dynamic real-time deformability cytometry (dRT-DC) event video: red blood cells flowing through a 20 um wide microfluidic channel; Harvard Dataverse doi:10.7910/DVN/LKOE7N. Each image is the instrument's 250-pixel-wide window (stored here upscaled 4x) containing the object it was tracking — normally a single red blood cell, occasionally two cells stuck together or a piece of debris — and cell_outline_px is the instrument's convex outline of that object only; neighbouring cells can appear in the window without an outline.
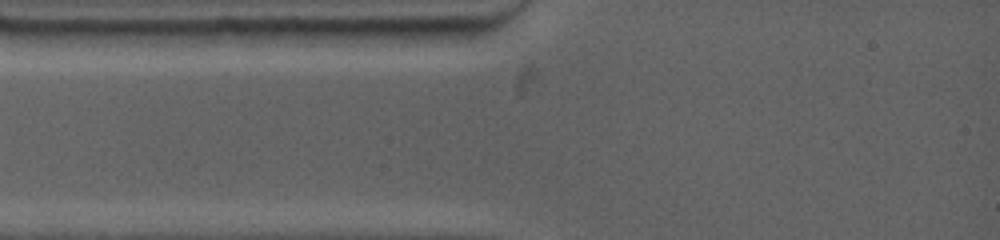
{"species": "common noctule bat (a hibernating species)", "species_latin": "Nyctalus noctula", "temperature_condition": "warm", "stored_images_in_passage": 1, "camera_frame_rate_fps": 4500, "um_per_image_px": 0.085, "animal": {"sex": "female", "body_mass_g": 19.0, "forearm_length_mm": 53.3}, "frame": {"image": 1, "passage_image": 1, "time_ms": 0.0, "image_size_px": [1000, 240], "cell_outline_px": [[196, 32], [156, 48], [96, 48], [88, 32], [92, 28], [176, 28]], "centroid_in_image_um": [11.52, 3.16], "position_along_channel_um": 73.5, "area_um2": 12.48}}